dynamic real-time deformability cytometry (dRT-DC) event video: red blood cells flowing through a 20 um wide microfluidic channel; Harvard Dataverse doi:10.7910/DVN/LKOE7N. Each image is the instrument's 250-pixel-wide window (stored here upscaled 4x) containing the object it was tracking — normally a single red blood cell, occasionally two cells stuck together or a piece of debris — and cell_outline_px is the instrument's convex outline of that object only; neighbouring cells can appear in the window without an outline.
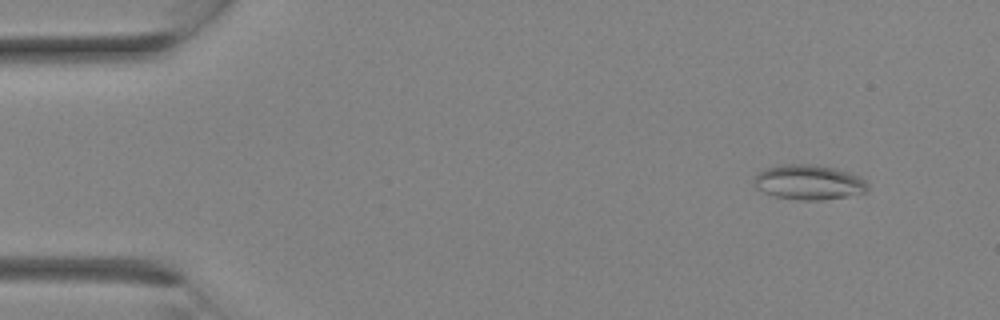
{"species": "Egyptian fruit bat (a non-hibernating species)", "species_latin": "Rousettus aegyptiacus", "temperature_condition": "room temperature", "stored_images_in_passage": 27, "camera_frame_rate_fps": 3000, "um_per_image_px": 0.085, "animal": {"sex": "female"}, "frame": {"image": 1, "passage_image": 2, "time_ms": 0.333, "image_size_px": [1000, 320], "cell_outline_px": [[868, 192], [848, 196], [824, 200], [796, 200], [776, 196], [764, 192], [756, 188], [756, 176], [764, 168], [780, 164], [816, 164], [836, 168], [860, 176], [868, 184]], "centroid_in_image_um": [68.79, 15.49], "position_along_channel_um": 16.2, "area_um2": 23.24}}
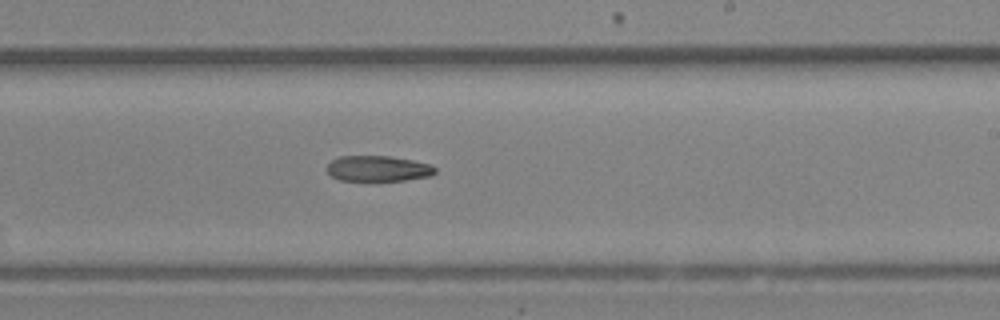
{"frame": {"image": 2, "passage_image": 16, "time_ms": 5.0, "image_size_px": [1000, 320], "cell_outline_px": [[436, 172], [432, 176], [404, 180], [340, 180], [332, 176], [328, 172], [328, 164], [332, 160], [340, 156], [388, 156], [412, 160], [432, 164], [436, 168]], "centroid_in_image_um": [32.18, 14.32], "position_along_channel_um": 256.8, "area_um2": 16.07}}
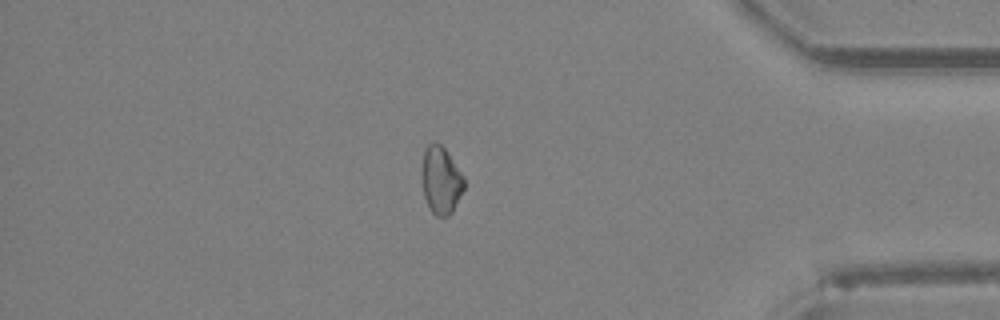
{"frame": {"image": 3, "passage_image": 23, "time_ms": 7.333, "image_size_px": [1000, 320], "cell_outline_px": [[464, 188], [452, 212], [448, 216], [436, 216], [428, 208], [424, 196], [420, 176], [420, 172], [424, 148], [432, 140], [436, 140], [444, 148], [464, 176]], "centroid_in_image_um": [37.43, 15.29], "position_along_channel_um": 397.8, "area_um2": 16.99}}